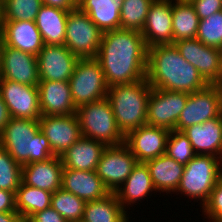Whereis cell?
Masks as SVG:
<instances>
[{
    "label": "cell",
    "mask_w": 222,
    "mask_h": 222,
    "mask_svg": "<svg viewBox=\"0 0 222 222\" xmlns=\"http://www.w3.org/2000/svg\"><path fill=\"white\" fill-rule=\"evenodd\" d=\"M20 222H29V221H28V220H23V219H22Z\"/></svg>",
    "instance_id": "obj_50"
},
{
    "label": "cell",
    "mask_w": 222,
    "mask_h": 222,
    "mask_svg": "<svg viewBox=\"0 0 222 222\" xmlns=\"http://www.w3.org/2000/svg\"><path fill=\"white\" fill-rule=\"evenodd\" d=\"M151 90L152 87L146 78L135 83L108 88L106 98L124 136L147 124V107Z\"/></svg>",
    "instance_id": "obj_4"
},
{
    "label": "cell",
    "mask_w": 222,
    "mask_h": 222,
    "mask_svg": "<svg viewBox=\"0 0 222 222\" xmlns=\"http://www.w3.org/2000/svg\"><path fill=\"white\" fill-rule=\"evenodd\" d=\"M68 13L69 10L42 5L35 23L41 33L44 45H64Z\"/></svg>",
    "instance_id": "obj_27"
},
{
    "label": "cell",
    "mask_w": 222,
    "mask_h": 222,
    "mask_svg": "<svg viewBox=\"0 0 222 222\" xmlns=\"http://www.w3.org/2000/svg\"><path fill=\"white\" fill-rule=\"evenodd\" d=\"M124 0H79L77 7L104 33L120 28L121 4Z\"/></svg>",
    "instance_id": "obj_28"
},
{
    "label": "cell",
    "mask_w": 222,
    "mask_h": 222,
    "mask_svg": "<svg viewBox=\"0 0 222 222\" xmlns=\"http://www.w3.org/2000/svg\"><path fill=\"white\" fill-rule=\"evenodd\" d=\"M103 32L78 7L70 10L64 45L79 58H95Z\"/></svg>",
    "instance_id": "obj_8"
},
{
    "label": "cell",
    "mask_w": 222,
    "mask_h": 222,
    "mask_svg": "<svg viewBox=\"0 0 222 222\" xmlns=\"http://www.w3.org/2000/svg\"><path fill=\"white\" fill-rule=\"evenodd\" d=\"M0 94L10 117L39 120L42 116L37 86H30L0 78Z\"/></svg>",
    "instance_id": "obj_13"
},
{
    "label": "cell",
    "mask_w": 222,
    "mask_h": 222,
    "mask_svg": "<svg viewBox=\"0 0 222 222\" xmlns=\"http://www.w3.org/2000/svg\"><path fill=\"white\" fill-rule=\"evenodd\" d=\"M52 192L20 183L15 193L16 211L23 220H29L35 213L51 207Z\"/></svg>",
    "instance_id": "obj_30"
},
{
    "label": "cell",
    "mask_w": 222,
    "mask_h": 222,
    "mask_svg": "<svg viewBox=\"0 0 222 222\" xmlns=\"http://www.w3.org/2000/svg\"><path fill=\"white\" fill-rule=\"evenodd\" d=\"M3 45L37 56L44 47L35 21H1Z\"/></svg>",
    "instance_id": "obj_19"
},
{
    "label": "cell",
    "mask_w": 222,
    "mask_h": 222,
    "mask_svg": "<svg viewBox=\"0 0 222 222\" xmlns=\"http://www.w3.org/2000/svg\"><path fill=\"white\" fill-rule=\"evenodd\" d=\"M61 188L85 202L102 199L111 193L96 171L63 169Z\"/></svg>",
    "instance_id": "obj_23"
},
{
    "label": "cell",
    "mask_w": 222,
    "mask_h": 222,
    "mask_svg": "<svg viewBox=\"0 0 222 222\" xmlns=\"http://www.w3.org/2000/svg\"><path fill=\"white\" fill-rule=\"evenodd\" d=\"M220 117L222 120V84H221V105H220Z\"/></svg>",
    "instance_id": "obj_45"
},
{
    "label": "cell",
    "mask_w": 222,
    "mask_h": 222,
    "mask_svg": "<svg viewBox=\"0 0 222 222\" xmlns=\"http://www.w3.org/2000/svg\"><path fill=\"white\" fill-rule=\"evenodd\" d=\"M0 212H17L15 192L0 189Z\"/></svg>",
    "instance_id": "obj_41"
},
{
    "label": "cell",
    "mask_w": 222,
    "mask_h": 222,
    "mask_svg": "<svg viewBox=\"0 0 222 222\" xmlns=\"http://www.w3.org/2000/svg\"><path fill=\"white\" fill-rule=\"evenodd\" d=\"M170 131L148 124L129 132L124 144L136 157L137 162H146L166 153Z\"/></svg>",
    "instance_id": "obj_17"
},
{
    "label": "cell",
    "mask_w": 222,
    "mask_h": 222,
    "mask_svg": "<svg viewBox=\"0 0 222 222\" xmlns=\"http://www.w3.org/2000/svg\"><path fill=\"white\" fill-rule=\"evenodd\" d=\"M137 163L136 157L124 143L107 146L99 160L96 173L110 192H116Z\"/></svg>",
    "instance_id": "obj_12"
},
{
    "label": "cell",
    "mask_w": 222,
    "mask_h": 222,
    "mask_svg": "<svg viewBox=\"0 0 222 222\" xmlns=\"http://www.w3.org/2000/svg\"><path fill=\"white\" fill-rule=\"evenodd\" d=\"M85 201L76 195L63 190H56L51 196V207L68 222H78L83 219Z\"/></svg>",
    "instance_id": "obj_33"
},
{
    "label": "cell",
    "mask_w": 222,
    "mask_h": 222,
    "mask_svg": "<svg viewBox=\"0 0 222 222\" xmlns=\"http://www.w3.org/2000/svg\"><path fill=\"white\" fill-rule=\"evenodd\" d=\"M42 2L45 5L69 11L77 7V3L74 0H42Z\"/></svg>",
    "instance_id": "obj_42"
},
{
    "label": "cell",
    "mask_w": 222,
    "mask_h": 222,
    "mask_svg": "<svg viewBox=\"0 0 222 222\" xmlns=\"http://www.w3.org/2000/svg\"><path fill=\"white\" fill-rule=\"evenodd\" d=\"M22 182V165L0 145V189L15 192Z\"/></svg>",
    "instance_id": "obj_35"
},
{
    "label": "cell",
    "mask_w": 222,
    "mask_h": 222,
    "mask_svg": "<svg viewBox=\"0 0 222 222\" xmlns=\"http://www.w3.org/2000/svg\"><path fill=\"white\" fill-rule=\"evenodd\" d=\"M148 48L141 32L114 29L104 32L95 59L108 87L146 78Z\"/></svg>",
    "instance_id": "obj_1"
},
{
    "label": "cell",
    "mask_w": 222,
    "mask_h": 222,
    "mask_svg": "<svg viewBox=\"0 0 222 222\" xmlns=\"http://www.w3.org/2000/svg\"><path fill=\"white\" fill-rule=\"evenodd\" d=\"M148 166L153 185L157 192L172 194L180 183L185 165L178 163L167 154L145 162Z\"/></svg>",
    "instance_id": "obj_26"
},
{
    "label": "cell",
    "mask_w": 222,
    "mask_h": 222,
    "mask_svg": "<svg viewBox=\"0 0 222 222\" xmlns=\"http://www.w3.org/2000/svg\"><path fill=\"white\" fill-rule=\"evenodd\" d=\"M0 145L21 165L45 161L55 156L35 119L11 117L0 132Z\"/></svg>",
    "instance_id": "obj_3"
},
{
    "label": "cell",
    "mask_w": 222,
    "mask_h": 222,
    "mask_svg": "<svg viewBox=\"0 0 222 222\" xmlns=\"http://www.w3.org/2000/svg\"><path fill=\"white\" fill-rule=\"evenodd\" d=\"M3 45V40H2V36H1V33H0V54H1V47Z\"/></svg>",
    "instance_id": "obj_46"
},
{
    "label": "cell",
    "mask_w": 222,
    "mask_h": 222,
    "mask_svg": "<svg viewBox=\"0 0 222 222\" xmlns=\"http://www.w3.org/2000/svg\"><path fill=\"white\" fill-rule=\"evenodd\" d=\"M79 59L65 45H44L37 55L39 80L69 81Z\"/></svg>",
    "instance_id": "obj_16"
},
{
    "label": "cell",
    "mask_w": 222,
    "mask_h": 222,
    "mask_svg": "<svg viewBox=\"0 0 222 222\" xmlns=\"http://www.w3.org/2000/svg\"><path fill=\"white\" fill-rule=\"evenodd\" d=\"M165 154L183 165H186L196 155L188 137L182 131L177 130L170 131Z\"/></svg>",
    "instance_id": "obj_37"
},
{
    "label": "cell",
    "mask_w": 222,
    "mask_h": 222,
    "mask_svg": "<svg viewBox=\"0 0 222 222\" xmlns=\"http://www.w3.org/2000/svg\"><path fill=\"white\" fill-rule=\"evenodd\" d=\"M220 105V84H208L205 88L189 94L175 130L183 131L189 126L202 124L207 120L220 117Z\"/></svg>",
    "instance_id": "obj_10"
},
{
    "label": "cell",
    "mask_w": 222,
    "mask_h": 222,
    "mask_svg": "<svg viewBox=\"0 0 222 222\" xmlns=\"http://www.w3.org/2000/svg\"><path fill=\"white\" fill-rule=\"evenodd\" d=\"M172 0H154L148 9L141 34L147 48L173 44Z\"/></svg>",
    "instance_id": "obj_18"
},
{
    "label": "cell",
    "mask_w": 222,
    "mask_h": 222,
    "mask_svg": "<svg viewBox=\"0 0 222 222\" xmlns=\"http://www.w3.org/2000/svg\"><path fill=\"white\" fill-rule=\"evenodd\" d=\"M21 220L18 212H0V222H20Z\"/></svg>",
    "instance_id": "obj_44"
},
{
    "label": "cell",
    "mask_w": 222,
    "mask_h": 222,
    "mask_svg": "<svg viewBox=\"0 0 222 222\" xmlns=\"http://www.w3.org/2000/svg\"><path fill=\"white\" fill-rule=\"evenodd\" d=\"M0 30H1V8H0Z\"/></svg>",
    "instance_id": "obj_49"
},
{
    "label": "cell",
    "mask_w": 222,
    "mask_h": 222,
    "mask_svg": "<svg viewBox=\"0 0 222 222\" xmlns=\"http://www.w3.org/2000/svg\"><path fill=\"white\" fill-rule=\"evenodd\" d=\"M75 108L106 98L108 85L101 65L95 58H80L69 79Z\"/></svg>",
    "instance_id": "obj_7"
},
{
    "label": "cell",
    "mask_w": 222,
    "mask_h": 222,
    "mask_svg": "<svg viewBox=\"0 0 222 222\" xmlns=\"http://www.w3.org/2000/svg\"><path fill=\"white\" fill-rule=\"evenodd\" d=\"M190 3L200 20L222 10V0H192Z\"/></svg>",
    "instance_id": "obj_39"
},
{
    "label": "cell",
    "mask_w": 222,
    "mask_h": 222,
    "mask_svg": "<svg viewBox=\"0 0 222 222\" xmlns=\"http://www.w3.org/2000/svg\"><path fill=\"white\" fill-rule=\"evenodd\" d=\"M0 78L30 86H38L37 56L7 45H2L0 54Z\"/></svg>",
    "instance_id": "obj_15"
},
{
    "label": "cell",
    "mask_w": 222,
    "mask_h": 222,
    "mask_svg": "<svg viewBox=\"0 0 222 222\" xmlns=\"http://www.w3.org/2000/svg\"><path fill=\"white\" fill-rule=\"evenodd\" d=\"M129 214L122 208L115 192L102 199L85 203V222H130Z\"/></svg>",
    "instance_id": "obj_29"
},
{
    "label": "cell",
    "mask_w": 222,
    "mask_h": 222,
    "mask_svg": "<svg viewBox=\"0 0 222 222\" xmlns=\"http://www.w3.org/2000/svg\"><path fill=\"white\" fill-rule=\"evenodd\" d=\"M173 44L208 84H222V50L206 46L197 38L179 40Z\"/></svg>",
    "instance_id": "obj_9"
},
{
    "label": "cell",
    "mask_w": 222,
    "mask_h": 222,
    "mask_svg": "<svg viewBox=\"0 0 222 222\" xmlns=\"http://www.w3.org/2000/svg\"><path fill=\"white\" fill-rule=\"evenodd\" d=\"M29 222H68L55 209L49 207L43 211L35 213Z\"/></svg>",
    "instance_id": "obj_40"
},
{
    "label": "cell",
    "mask_w": 222,
    "mask_h": 222,
    "mask_svg": "<svg viewBox=\"0 0 222 222\" xmlns=\"http://www.w3.org/2000/svg\"><path fill=\"white\" fill-rule=\"evenodd\" d=\"M146 79L152 88L188 94L208 85L174 44L148 48Z\"/></svg>",
    "instance_id": "obj_2"
},
{
    "label": "cell",
    "mask_w": 222,
    "mask_h": 222,
    "mask_svg": "<svg viewBox=\"0 0 222 222\" xmlns=\"http://www.w3.org/2000/svg\"><path fill=\"white\" fill-rule=\"evenodd\" d=\"M191 142L196 154L220 158L222 154V120L216 117L202 124H195L182 131Z\"/></svg>",
    "instance_id": "obj_24"
},
{
    "label": "cell",
    "mask_w": 222,
    "mask_h": 222,
    "mask_svg": "<svg viewBox=\"0 0 222 222\" xmlns=\"http://www.w3.org/2000/svg\"><path fill=\"white\" fill-rule=\"evenodd\" d=\"M40 131L48 139L55 156H62L81 137V128L76 113L72 115H42L39 120Z\"/></svg>",
    "instance_id": "obj_14"
},
{
    "label": "cell",
    "mask_w": 222,
    "mask_h": 222,
    "mask_svg": "<svg viewBox=\"0 0 222 222\" xmlns=\"http://www.w3.org/2000/svg\"><path fill=\"white\" fill-rule=\"evenodd\" d=\"M81 134L107 146L124 143L125 136L119 130L111 104L107 98L90 102L76 109Z\"/></svg>",
    "instance_id": "obj_6"
},
{
    "label": "cell",
    "mask_w": 222,
    "mask_h": 222,
    "mask_svg": "<svg viewBox=\"0 0 222 222\" xmlns=\"http://www.w3.org/2000/svg\"><path fill=\"white\" fill-rule=\"evenodd\" d=\"M188 97L189 94L185 92L152 88L147 107V124L175 130Z\"/></svg>",
    "instance_id": "obj_11"
},
{
    "label": "cell",
    "mask_w": 222,
    "mask_h": 222,
    "mask_svg": "<svg viewBox=\"0 0 222 222\" xmlns=\"http://www.w3.org/2000/svg\"><path fill=\"white\" fill-rule=\"evenodd\" d=\"M107 145L82 136L61 157L64 169L96 171Z\"/></svg>",
    "instance_id": "obj_25"
},
{
    "label": "cell",
    "mask_w": 222,
    "mask_h": 222,
    "mask_svg": "<svg viewBox=\"0 0 222 222\" xmlns=\"http://www.w3.org/2000/svg\"><path fill=\"white\" fill-rule=\"evenodd\" d=\"M154 0H124L120 11V28L139 31L143 29L148 9Z\"/></svg>",
    "instance_id": "obj_34"
},
{
    "label": "cell",
    "mask_w": 222,
    "mask_h": 222,
    "mask_svg": "<svg viewBox=\"0 0 222 222\" xmlns=\"http://www.w3.org/2000/svg\"><path fill=\"white\" fill-rule=\"evenodd\" d=\"M155 192L157 194L148 166L144 162H138L115 194L122 208L130 214L128 210L131 209L132 204L137 205L135 203L144 201L147 196L151 199L152 193L154 195Z\"/></svg>",
    "instance_id": "obj_22"
},
{
    "label": "cell",
    "mask_w": 222,
    "mask_h": 222,
    "mask_svg": "<svg viewBox=\"0 0 222 222\" xmlns=\"http://www.w3.org/2000/svg\"><path fill=\"white\" fill-rule=\"evenodd\" d=\"M172 1H177V2H191L192 0H172Z\"/></svg>",
    "instance_id": "obj_47"
},
{
    "label": "cell",
    "mask_w": 222,
    "mask_h": 222,
    "mask_svg": "<svg viewBox=\"0 0 222 222\" xmlns=\"http://www.w3.org/2000/svg\"><path fill=\"white\" fill-rule=\"evenodd\" d=\"M63 169L58 156L22 165V183L53 193L62 186Z\"/></svg>",
    "instance_id": "obj_21"
},
{
    "label": "cell",
    "mask_w": 222,
    "mask_h": 222,
    "mask_svg": "<svg viewBox=\"0 0 222 222\" xmlns=\"http://www.w3.org/2000/svg\"><path fill=\"white\" fill-rule=\"evenodd\" d=\"M196 38L206 46L222 50V10L199 21Z\"/></svg>",
    "instance_id": "obj_36"
},
{
    "label": "cell",
    "mask_w": 222,
    "mask_h": 222,
    "mask_svg": "<svg viewBox=\"0 0 222 222\" xmlns=\"http://www.w3.org/2000/svg\"><path fill=\"white\" fill-rule=\"evenodd\" d=\"M10 118L11 117H10L7 105L5 104L0 94V132L9 123Z\"/></svg>",
    "instance_id": "obj_43"
},
{
    "label": "cell",
    "mask_w": 222,
    "mask_h": 222,
    "mask_svg": "<svg viewBox=\"0 0 222 222\" xmlns=\"http://www.w3.org/2000/svg\"><path fill=\"white\" fill-rule=\"evenodd\" d=\"M199 21V16L190 2L173 1V43L179 40L196 38Z\"/></svg>",
    "instance_id": "obj_31"
},
{
    "label": "cell",
    "mask_w": 222,
    "mask_h": 222,
    "mask_svg": "<svg viewBox=\"0 0 222 222\" xmlns=\"http://www.w3.org/2000/svg\"><path fill=\"white\" fill-rule=\"evenodd\" d=\"M202 215L209 222H222V177L216 183L207 203L202 207Z\"/></svg>",
    "instance_id": "obj_38"
},
{
    "label": "cell",
    "mask_w": 222,
    "mask_h": 222,
    "mask_svg": "<svg viewBox=\"0 0 222 222\" xmlns=\"http://www.w3.org/2000/svg\"><path fill=\"white\" fill-rule=\"evenodd\" d=\"M220 166H221V174H222V154L220 156Z\"/></svg>",
    "instance_id": "obj_48"
},
{
    "label": "cell",
    "mask_w": 222,
    "mask_h": 222,
    "mask_svg": "<svg viewBox=\"0 0 222 222\" xmlns=\"http://www.w3.org/2000/svg\"><path fill=\"white\" fill-rule=\"evenodd\" d=\"M39 106L42 115H72L76 108L69 81L39 80Z\"/></svg>",
    "instance_id": "obj_20"
},
{
    "label": "cell",
    "mask_w": 222,
    "mask_h": 222,
    "mask_svg": "<svg viewBox=\"0 0 222 222\" xmlns=\"http://www.w3.org/2000/svg\"><path fill=\"white\" fill-rule=\"evenodd\" d=\"M222 177L220 158L196 154L184 168L177 190L173 194L200 201L201 209L210 198L218 180ZM178 192V193H177Z\"/></svg>",
    "instance_id": "obj_5"
},
{
    "label": "cell",
    "mask_w": 222,
    "mask_h": 222,
    "mask_svg": "<svg viewBox=\"0 0 222 222\" xmlns=\"http://www.w3.org/2000/svg\"><path fill=\"white\" fill-rule=\"evenodd\" d=\"M42 0H1V21H35Z\"/></svg>",
    "instance_id": "obj_32"
}]
</instances>
